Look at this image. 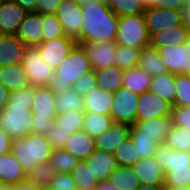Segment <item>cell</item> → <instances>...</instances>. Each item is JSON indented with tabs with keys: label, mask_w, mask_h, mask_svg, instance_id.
I'll list each match as a JSON object with an SVG mask.
<instances>
[{
	"label": "cell",
	"mask_w": 190,
	"mask_h": 190,
	"mask_svg": "<svg viewBox=\"0 0 190 190\" xmlns=\"http://www.w3.org/2000/svg\"><path fill=\"white\" fill-rule=\"evenodd\" d=\"M33 86L9 93L7 106L0 111V128L13 140L32 133Z\"/></svg>",
	"instance_id": "cell-1"
},
{
	"label": "cell",
	"mask_w": 190,
	"mask_h": 190,
	"mask_svg": "<svg viewBox=\"0 0 190 190\" xmlns=\"http://www.w3.org/2000/svg\"><path fill=\"white\" fill-rule=\"evenodd\" d=\"M82 7L80 42L115 41L119 17L105 2Z\"/></svg>",
	"instance_id": "cell-2"
},
{
	"label": "cell",
	"mask_w": 190,
	"mask_h": 190,
	"mask_svg": "<svg viewBox=\"0 0 190 190\" xmlns=\"http://www.w3.org/2000/svg\"><path fill=\"white\" fill-rule=\"evenodd\" d=\"M52 151L51 144L41 134L31 133L25 137L14 139L11 145V153L25 173L33 170L38 163L49 161Z\"/></svg>",
	"instance_id": "cell-3"
},
{
	"label": "cell",
	"mask_w": 190,
	"mask_h": 190,
	"mask_svg": "<svg viewBox=\"0 0 190 190\" xmlns=\"http://www.w3.org/2000/svg\"><path fill=\"white\" fill-rule=\"evenodd\" d=\"M89 70L91 65L88 56L83 47L77 44L54 72L49 88L54 93L67 91L73 88L76 80Z\"/></svg>",
	"instance_id": "cell-4"
},
{
	"label": "cell",
	"mask_w": 190,
	"mask_h": 190,
	"mask_svg": "<svg viewBox=\"0 0 190 190\" xmlns=\"http://www.w3.org/2000/svg\"><path fill=\"white\" fill-rule=\"evenodd\" d=\"M33 103L31 106L33 117V134L45 135L55 122L57 111L55 108V93L49 86L34 87Z\"/></svg>",
	"instance_id": "cell-5"
},
{
	"label": "cell",
	"mask_w": 190,
	"mask_h": 190,
	"mask_svg": "<svg viewBox=\"0 0 190 190\" xmlns=\"http://www.w3.org/2000/svg\"><path fill=\"white\" fill-rule=\"evenodd\" d=\"M115 42L119 46L143 49L150 45L143 14L119 17Z\"/></svg>",
	"instance_id": "cell-6"
},
{
	"label": "cell",
	"mask_w": 190,
	"mask_h": 190,
	"mask_svg": "<svg viewBox=\"0 0 190 190\" xmlns=\"http://www.w3.org/2000/svg\"><path fill=\"white\" fill-rule=\"evenodd\" d=\"M28 76L30 86H49L54 70L44 61L37 47H27L21 63Z\"/></svg>",
	"instance_id": "cell-7"
},
{
	"label": "cell",
	"mask_w": 190,
	"mask_h": 190,
	"mask_svg": "<svg viewBox=\"0 0 190 190\" xmlns=\"http://www.w3.org/2000/svg\"><path fill=\"white\" fill-rule=\"evenodd\" d=\"M139 95L121 87L113 93L110 116L113 122L132 126L136 122Z\"/></svg>",
	"instance_id": "cell-8"
},
{
	"label": "cell",
	"mask_w": 190,
	"mask_h": 190,
	"mask_svg": "<svg viewBox=\"0 0 190 190\" xmlns=\"http://www.w3.org/2000/svg\"><path fill=\"white\" fill-rule=\"evenodd\" d=\"M149 37L154 33L183 24L182 10L146 7L143 12Z\"/></svg>",
	"instance_id": "cell-9"
},
{
	"label": "cell",
	"mask_w": 190,
	"mask_h": 190,
	"mask_svg": "<svg viewBox=\"0 0 190 190\" xmlns=\"http://www.w3.org/2000/svg\"><path fill=\"white\" fill-rule=\"evenodd\" d=\"M78 42L70 36H62L49 41H42L37 47L44 61L56 71Z\"/></svg>",
	"instance_id": "cell-10"
},
{
	"label": "cell",
	"mask_w": 190,
	"mask_h": 190,
	"mask_svg": "<svg viewBox=\"0 0 190 190\" xmlns=\"http://www.w3.org/2000/svg\"><path fill=\"white\" fill-rule=\"evenodd\" d=\"M85 50L92 70L115 66V55L118 44L115 41L79 42Z\"/></svg>",
	"instance_id": "cell-11"
},
{
	"label": "cell",
	"mask_w": 190,
	"mask_h": 190,
	"mask_svg": "<svg viewBox=\"0 0 190 190\" xmlns=\"http://www.w3.org/2000/svg\"><path fill=\"white\" fill-rule=\"evenodd\" d=\"M55 15L62 24L66 36L80 42L82 7L76 0H62Z\"/></svg>",
	"instance_id": "cell-12"
},
{
	"label": "cell",
	"mask_w": 190,
	"mask_h": 190,
	"mask_svg": "<svg viewBox=\"0 0 190 190\" xmlns=\"http://www.w3.org/2000/svg\"><path fill=\"white\" fill-rule=\"evenodd\" d=\"M172 105L150 91L141 93L138 98L136 120H148L171 116Z\"/></svg>",
	"instance_id": "cell-13"
},
{
	"label": "cell",
	"mask_w": 190,
	"mask_h": 190,
	"mask_svg": "<svg viewBox=\"0 0 190 190\" xmlns=\"http://www.w3.org/2000/svg\"><path fill=\"white\" fill-rule=\"evenodd\" d=\"M153 157L163 168L165 176L174 170L190 169V152L175 151L165 143L158 144Z\"/></svg>",
	"instance_id": "cell-14"
},
{
	"label": "cell",
	"mask_w": 190,
	"mask_h": 190,
	"mask_svg": "<svg viewBox=\"0 0 190 190\" xmlns=\"http://www.w3.org/2000/svg\"><path fill=\"white\" fill-rule=\"evenodd\" d=\"M27 12L12 0H0V34L15 35Z\"/></svg>",
	"instance_id": "cell-15"
},
{
	"label": "cell",
	"mask_w": 190,
	"mask_h": 190,
	"mask_svg": "<svg viewBox=\"0 0 190 190\" xmlns=\"http://www.w3.org/2000/svg\"><path fill=\"white\" fill-rule=\"evenodd\" d=\"M42 14L27 12L15 34L27 47H36L42 43Z\"/></svg>",
	"instance_id": "cell-16"
},
{
	"label": "cell",
	"mask_w": 190,
	"mask_h": 190,
	"mask_svg": "<svg viewBox=\"0 0 190 190\" xmlns=\"http://www.w3.org/2000/svg\"><path fill=\"white\" fill-rule=\"evenodd\" d=\"M26 48L16 35L0 34V67L21 64Z\"/></svg>",
	"instance_id": "cell-17"
},
{
	"label": "cell",
	"mask_w": 190,
	"mask_h": 190,
	"mask_svg": "<svg viewBox=\"0 0 190 190\" xmlns=\"http://www.w3.org/2000/svg\"><path fill=\"white\" fill-rule=\"evenodd\" d=\"M131 126L114 122L110 128L94 139L95 149L113 154L116 147L130 136Z\"/></svg>",
	"instance_id": "cell-18"
},
{
	"label": "cell",
	"mask_w": 190,
	"mask_h": 190,
	"mask_svg": "<svg viewBox=\"0 0 190 190\" xmlns=\"http://www.w3.org/2000/svg\"><path fill=\"white\" fill-rule=\"evenodd\" d=\"M141 185H164L165 173L154 157L140 159L132 166Z\"/></svg>",
	"instance_id": "cell-19"
},
{
	"label": "cell",
	"mask_w": 190,
	"mask_h": 190,
	"mask_svg": "<svg viewBox=\"0 0 190 190\" xmlns=\"http://www.w3.org/2000/svg\"><path fill=\"white\" fill-rule=\"evenodd\" d=\"M189 37V29L182 24L154 33L150 37V46L156 49L169 45L179 46L183 45Z\"/></svg>",
	"instance_id": "cell-20"
},
{
	"label": "cell",
	"mask_w": 190,
	"mask_h": 190,
	"mask_svg": "<svg viewBox=\"0 0 190 190\" xmlns=\"http://www.w3.org/2000/svg\"><path fill=\"white\" fill-rule=\"evenodd\" d=\"M168 73L186 74V50L184 45H169L158 49Z\"/></svg>",
	"instance_id": "cell-21"
},
{
	"label": "cell",
	"mask_w": 190,
	"mask_h": 190,
	"mask_svg": "<svg viewBox=\"0 0 190 190\" xmlns=\"http://www.w3.org/2000/svg\"><path fill=\"white\" fill-rule=\"evenodd\" d=\"M95 178L102 182L108 180L111 173L117 167L116 160L111 153L96 150L86 159Z\"/></svg>",
	"instance_id": "cell-22"
},
{
	"label": "cell",
	"mask_w": 190,
	"mask_h": 190,
	"mask_svg": "<svg viewBox=\"0 0 190 190\" xmlns=\"http://www.w3.org/2000/svg\"><path fill=\"white\" fill-rule=\"evenodd\" d=\"M63 149L79 161L86 160L95 151L94 138L83 130L71 133Z\"/></svg>",
	"instance_id": "cell-23"
},
{
	"label": "cell",
	"mask_w": 190,
	"mask_h": 190,
	"mask_svg": "<svg viewBox=\"0 0 190 190\" xmlns=\"http://www.w3.org/2000/svg\"><path fill=\"white\" fill-rule=\"evenodd\" d=\"M84 111L110 115L113 103V93L104 91L100 87L92 89L83 97Z\"/></svg>",
	"instance_id": "cell-24"
},
{
	"label": "cell",
	"mask_w": 190,
	"mask_h": 190,
	"mask_svg": "<svg viewBox=\"0 0 190 190\" xmlns=\"http://www.w3.org/2000/svg\"><path fill=\"white\" fill-rule=\"evenodd\" d=\"M0 84L10 92L30 86L21 64L0 67Z\"/></svg>",
	"instance_id": "cell-25"
},
{
	"label": "cell",
	"mask_w": 190,
	"mask_h": 190,
	"mask_svg": "<svg viewBox=\"0 0 190 190\" xmlns=\"http://www.w3.org/2000/svg\"><path fill=\"white\" fill-rule=\"evenodd\" d=\"M135 124L140 128V135L151 136L160 144L166 140L171 125V116L136 120Z\"/></svg>",
	"instance_id": "cell-26"
},
{
	"label": "cell",
	"mask_w": 190,
	"mask_h": 190,
	"mask_svg": "<svg viewBox=\"0 0 190 190\" xmlns=\"http://www.w3.org/2000/svg\"><path fill=\"white\" fill-rule=\"evenodd\" d=\"M26 180V173L11 152L0 155V181L17 184Z\"/></svg>",
	"instance_id": "cell-27"
},
{
	"label": "cell",
	"mask_w": 190,
	"mask_h": 190,
	"mask_svg": "<svg viewBox=\"0 0 190 190\" xmlns=\"http://www.w3.org/2000/svg\"><path fill=\"white\" fill-rule=\"evenodd\" d=\"M98 87L104 91L116 92L123 86L124 69L111 66L94 71Z\"/></svg>",
	"instance_id": "cell-28"
},
{
	"label": "cell",
	"mask_w": 190,
	"mask_h": 190,
	"mask_svg": "<svg viewBox=\"0 0 190 190\" xmlns=\"http://www.w3.org/2000/svg\"><path fill=\"white\" fill-rule=\"evenodd\" d=\"M149 91L163 100L175 105V75L163 73L152 77Z\"/></svg>",
	"instance_id": "cell-29"
},
{
	"label": "cell",
	"mask_w": 190,
	"mask_h": 190,
	"mask_svg": "<svg viewBox=\"0 0 190 190\" xmlns=\"http://www.w3.org/2000/svg\"><path fill=\"white\" fill-rule=\"evenodd\" d=\"M138 68L146 71L149 75L156 76L168 73L166 65L160 57L159 51L150 45L140 51Z\"/></svg>",
	"instance_id": "cell-30"
},
{
	"label": "cell",
	"mask_w": 190,
	"mask_h": 190,
	"mask_svg": "<svg viewBox=\"0 0 190 190\" xmlns=\"http://www.w3.org/2000/svg\"><path fill=\"white\" fill-rule=\"evenodd\" d=\"M152 76L146 71L136 67L124 70L123 87L140 95L149 91Z\"/></svg>",
	"instance_id": "cell-31"
},
{
	"label": "cell",
	"mask_w": 190,
	"mask_h": 190,
	"mask_svg": "<svg viewBox=\"0 0 190 190\" xmlns=\"http://www.w3.org/2000/svg\"><path fill=\"white\" fill-rule=\"evenodd\" d=\"M108 181L116 190H136L141 185L131 166H117Z\"/></svg>",
	"instance_id": "cell-32"
},
{
	"label": "cell",
	"mask_w": 190,
	"mask_h": 190,
	"mask_svg": "<svg viewBox=\"0 0 190 190\" xmlns=\"http://www.w3.org/2000/svg\"><path fill=\"white\" fill-rule=\"evenodd\" d=\"M113 119L110 115L85 112L83 131L91 138H96L111 127Z\"/></svg>",
	"instance_id": "cell-33"
},
{
	"label": "cell",
	"mask_w": 190,
	"mask_h": 190,
	"mask_svg": "<svg viewBox=\"0 0 190 190\" xmlns=\"http://www.w3.org/2000/svg\"><path fill=\"white\" fill-rule=\"evenodd\" d=\"M70 174L78 190H94L99 185L86 160L78 161Z\"/></svg>",
	"instance_id": "cell-34"
},
{
	"label": "cell",
	"mask_w": 190,
	"mask_h": 190,
	"mask_svg": "<svg viewBox=\"0 0 190 190\" xmlns=\"http://www.w3.org/2000/svg\"><path fill=\"white\" fill-rule=\"evenodd\" d=\"M117 166H133L140 159V155L133 144L131 136L123 140L113 152Z\"/></svg>",
	"instance_id": "cell-35"
},
{
	"label": "cell",
	"mask_w": 190,
	"mask_h": 190,
	"mask_svg": "<svg viewBox=\"0 0 190 190\" xmlns=\"http://www.w3.org/2000/svg\"><path fill=\"white\" fill-rule=\"evenodd\" d=\"M130 136L141 159L153 157L159 144L153 137L140 135V128L136 124L131 126Z\"/></svg>",
	"instance_id": "cell-36"
},
{
	"label": "cell",
	"mask_w": 190,
	"mask_h": 190,
	"mask_svg": "<svg viewBox=\"0 0 190 190\" xmlns=\"http://www.w3.org/2000/svg\"><path fill=\"white\" fill-rule=\"evenodd\" d=\"M164 143L175 151L190 152V129L171 124Z\"/></svg>",
	"instance_id": "cell-37"
},
{
	"label": "cell",
	"mask_w": 190,
	"mask_h": 190,
	"mask_svg": "<svg viewBox=\"0 0 190 190\" xmlns=\"http://www.w3.org/2000/svg\"><path fill=\"white\" fill-rule=\"evenodd\" d=\"M55 108L57 113H64L69 110H84L83 97L75 92L73 88L55 93Z\"/></svg>",
	"instance_id": "cell-38"
},
{
	"label": "cell",
	"mask_w": 190,
	"mask_h": 190,
	"mask_svg": "<svg viewBox=\"0 0 190 190\" xmlns=\"http://www.w3.org/2000/svg\"><path fill=\"white\" fill-rule=\"evenodd\" d=\"M84 117V110H69L64 113H57L55 123L69 133H74L83 130Z\"/></svg>",
	"instance_id": "cell-39"
},
{
	"label": "cell",
	"mask_w": 190,
	"mask_h": 190,
	"mask_svg": "<svg viewBox=\"0 0 190 190\" xmlns=\"http://www.w3.org/2000/svg\"><path fill=\"white\" fill-rule=\"evenodd\" d=\"M56 174L50 161L38 163L33 170L26 173V180L36 186L50 185L53 176Z\"/></svg>",
	"instance_id": "cell-40"
},
{
	"label": "cell",
	"mask_w": 190,
	"mask_h": 190,
	"mask_svg": "<svg viewBox=\"0 0 190 190\" xmlns=\"http://www.w3.org/2000/svg\"><path fill=\"white\" fill-rule=\"evenodd\" d=\"M49 161L56 173H71L79 160L64 149H56L52 151Z\"/></svg>",
	"instance_id": "cell-41"
},
{
	"label": "cell",
	"mask_w": 190,
	"mask_h": 190,
	"mask_svg": "<svg viewBox=\"0 0 190 190\" xmlns=\"http://www.w3.org/2000/svg\"><path fill=\"white\" fill-rule=\"evenodd\" d=\"M109 6L118 17L143 14L146 9L142 0H112Z\"/></svg>",
	"instance_id": "cell-42"
},
{
	"label": "cell",
	"mask_w": 190,
	"mask_h": 190,
	"mask_svg": "<svg viewBox=\"0 0 190 190\" xmlns=\"http://www.w3.org/2000/svg\"><path fill=\"white\" fill-rule=\"evenodd\" d=\"M140 51L141 49L118 45L115 65L124 70L138 67Z\"/></svg>",
	"instance_id": "cell-43"
},
{
	"label": "cell",
	"mask_w": 190,
	"mask_h": 190,
	"mask_svg": "<svg viewBox=\"0 0 190 190\" xmlns=\"http://www.w3.org/2000/svg\"><path fill=\"white\" fill-rule=\"evenodd\" d=\"M42 26V41H49L65 36L62 24L58 21L55 14H42Z\"/></svg>",
	"instance_id": "cell-44"
},
{
	"label": "cell",
	"mask_w": 190,
	"mask_h": 190,
	"mask_svg": "<svg viewBox=\"0 0 190 190\" xmlns=\"http://www.w3.org/2000/svg\"><path fill=\"white\" fill-rule=\"evenodd\" d=\"M175 105L190 106V75H175Z\"/></svg>",
	"instance_id": "cell-45"
},
{
	"label": "cell",
	"mask_w": 190,
	"mask_h": 190,
	"mask_svg": "<svg viewBox=\"0 0 190 190\" xmlns=\"http://www.w3.org/2000/svg\"><path fill=\"white\" fill-rule=\"evenodd\" d=\"M71 133L62 129L55 122L48 132L45 133V137L51 144L53 150L63 149Z\"/></svg>",
	"instance_id": "cell-46"
},
{
	"label": "cell",
	"mask_w": 190,
	"mask_h": 190,
	"mask_svg": "<svg viewBox=\"0 0 190 190\" xmlns=\"http://www.w3.org/2000/svg\"><path fill=\"white\" fill-rule=\"evenodd\" d=\"M98 86L97 80L94 75V70H89L85 72L80 78L76 80L73 85V89L77 92L81 97H84L88 94L92 89Z\"/></svg>",
	"instance_id": "cell-47"
},
{
	"label": "cell",
	"mask_w": 190,
	"mask_h": 190,
	"mask_svg": "<svg viewBox=\"0 0 190 190\" xmlns=\"http://www.w3.org/2000/svg\"><path fill=\"white\" fill-rule=\"evenodd\" d=\"M171 124L190 129V106H172Z\"/></svg>",
	"instance_id": "cell-48"
},
{
	"label": "cell",
	"mask_w": 190,
	"mask_h": 190,
	"mask_svg": "<svg viewBox=\"0 0 190 190\" xmlns=\"http://www.w3.org/2000/svg\"><path fill=\"white\" fill-rule=\"evenodd\" d=\"M165 184L175 187L190 186V169L174 170L165 176Z\"/></svg>",
	"instance_id": "cell-49"
},
{
	"label": "cell",
	"mask_w": 190,
	"mask_h": 190,
	"mask_svg": "<svg viewBox=\"0 0 190 190\" xmlns=\"http://www.w3.org/2000/svg\"><path fill=\"white\" fill-rule=\"evenodd\" d=\"M50 186L56 190H78L70 173H56L51 180Z\"/></svg>",
	"instance_id": "cell-50"
},
{
	"label": "cell",
	"mask_w": 190,
	"mask_h": 190,
	"mask_svg": "<svg viewBox=\"0 0 190 190\" xmlns=\"http://www.w3.org/2000/svg\"><path fill=\"white\" fill-rule=\"evenodd\" d=\"M62 0H37L35 12L40 14H55Z\"/></svg>",
	"instance_id": "cell-51"
},
{
	"label": "cell",
	"mask_w": 190,
	"mask_h": 190,
	"mask_svg": "<svg viewBox=\"0 0 190 190\" xmlns=\"http://www.w3.org/2000/svg\"><path fill=\"white\" fill-rule=\"evenodd\" d=\"M186 0H151L147 7L170 8L182 10Z\"/></svg>",
	"instance_id": "cell-52"
},
{
	"label": "cell",
	"mask_w": 190,
	"mask_h": 190,
	"mask_svg": "<svg viewBox=\"0 0 190 190\" xmlns=\"http://www.w3.org/2000/svg\"><path fill=\"white\" fill-rule=\"evenodd\" d=\"M13 139L0 128V155L11 152Z\"/></svg>",
	"instance_id": "cell-53"
},
{
	"label": "cell",
	"mask_w": 190,
	"mask_h": 190,
	"mask_svg": "<svg viewBox=\"0 0 190 190\" xmlns=\"http://www.w3.org/2000/svg\"><path fill=\"white\" fill-rule=\"evenodd\" d=\"M182 19H183V24L190 31V0H186V3L182 8Z\"/></svg>",
	"instance_id": "cell-54"
},
{
	"label": "cell",
	"mask_w": 190,
	"mask_h": 190,
	"mask_svg": "<svg viewBox=\"0 0 190 190\" xmlns=\"http://www.w3.org/2000/svg\"><path fill=\"white\" fill-rule=\"evenodd\" d=\"M10 91L0 84V111H2L8 104Z\"/></svg>",
	"instance_id": "cell-55"
},
{
	"label": "cell",
	"mask_w": 190,
	"mask_h": 190,
	"mask_svg": "<svg viewBox=\"0 0 190 190\" xmlns=\"http://www.w3.org/2000/svg\"><path fill=\"white\" fill-rule=\"evenodd\" d=\"M13 190H39V186L31 184L28 180L13 184Z\"/></svg>",
	"instance_id": "cell-56"
},
{
	"label": "cell",
	"mask_w": 190,
	"mask_h": 190,
	"mask_svg": "<svg viewBox=\"0 0 190 190\" xmlns=\"http://www.w3.org/2000/svg\"><path fill=\"white\" fill-rule=\"evenodd\" d=\"M18 5H21L28 12L35 11V4L37 0H12Z\"/></svg>",
	"instance_id": "cell-57"
},
{
	"label": "cell",
	"mask_w": 190,
	"mask_h": 190,
	"mask_svg": "<svg viewBox=\"0 0 190 190\" xmlns=\"http://www.w3.org/2000/svg\"><path fill=\"white\" fill-rule=\"evenodd\" d=\"M183 45L186 50V74H189L190 73V37Z\"/></svg>",
	"instance_id": "cell-58"
},
{
	"label": "cell",
	"mask_w": 190,
	"mask_h": 190,
	"mask_svg": "<svg viewBox=\"0 0 190 190\" xmlns=\"http://www.w3.org/2000/svg\"><path fill=\"white\" fill-rule=\"evenodd\" d=\"M94 190H116L108 180L99 182V185Z\"/></svg>",
	"instance_id": "cell-59"
},
{
	"label": "cell",
	"mask_w": 190,
	"mask_h": 190,
	"mask_svg": "<svg viewBox=\"0 0 190 190\" xmlns=\"http://www.w3.org/2000/svg\"><path fill=\"white\" fill-rule=\"evenodd\" d=\"M164 185H140L136 190H163Z\"/></svg>",
	"instance_id": "cell-60"
},
{
	"label": "cell",
	"mask_w": 190,
	"mask_h": 190,
	"mask_svg": "<svg viewBox=\"0 0 190 190\" xmlns=\"http://www.w3.org/2000/svg\"><path fill=\"white\" fill-rule=\"evenodd\" d=\"M163 190H190V186H180V187L178 186V187H175V186H172V185L164 184Z\"/></svg>",
	"instance_id": "cell-61"
},
{
	"label": "cell",
	"mask_w": 190,
	"mask_h": 190,
	"mask_svg": "<svg viewBox=\"0 0 190 190\" xmlns=\"http://www.w3.org/2000/svg\"><path fill=\"white\" fill-rule=\"evenodd\" d=\"M81 6L90 4V3H100L104 2V0H76Z\"/></svg>",
	"instance_id": "cell-62"
},
{
	"label": "cell",
	"mask_w": 190,
	"mask_h": 190,
	"mask_svg": "<svg viewBox=\"0 0 190 190\" xmlns=\"http://www.w3.org/2000/svg\"><path fill=\"white\" fill-rule=\"evenodd\" d=\"M39 190H56V189H54L50 185H47V186H39Z\"/></svg>",
	"instance_id": "cell-63"
},
{
	"label": "cell",
	"mask_w": 190,
	"mask_h": 190,
	"mask_svg": "<svg viewBox=\"0 0 190 190\" xmlns=\"http://www.w3.org/2000/svg\"><path fill=\"white\" fill-rule=\"evenodd\" d=\"M2 190H13V184H6Z\"/></svg>",
	"instance_id": "cell-64"
},
{
	"label": "cell",
	"mask_w": 190,
	"mask_h": 190,
	"mask_svg": "<svg viewBox=\"0 0 190 190\" xmlns=\"http://www.w3.org/2000/svg\"><path fill=\"white\" fill-rule=\"evenodd\" d=\"M142 1L146 7L151 3V0H142Z\"/></svg>",
	"instance_id": "cell-65"
},
{
	"label": "cell",
	"mask_w": 190,
	"mask_h": 190,
	"mask_svg": "<svg viewBox=\"0 0 190 190\" xmlns=\"http://www.w3.org/2000/svg\"><path fill=\"white\" fill-rule=\"evenodd\" d=\"M5 185H6L5 183L0 181V190H2Z\"/></svg>",
	"instance_id": "cell-66"
},
{
	"label": "cell",
	"mask_w": 190,
	"mask_h": 190,
	"mask_svg": "<svg viewBox=\"0 0 190 190\" xmlns=\"http://www.w3.org/2000/svg\"><path fill=\"white\" fill-rule=\"evenodd\" d=\"M104 2H105L106 4H110V3L112 2V0H104Z\"/></svg>",
	"instance_id": "cell-67"
}]
</instances>
